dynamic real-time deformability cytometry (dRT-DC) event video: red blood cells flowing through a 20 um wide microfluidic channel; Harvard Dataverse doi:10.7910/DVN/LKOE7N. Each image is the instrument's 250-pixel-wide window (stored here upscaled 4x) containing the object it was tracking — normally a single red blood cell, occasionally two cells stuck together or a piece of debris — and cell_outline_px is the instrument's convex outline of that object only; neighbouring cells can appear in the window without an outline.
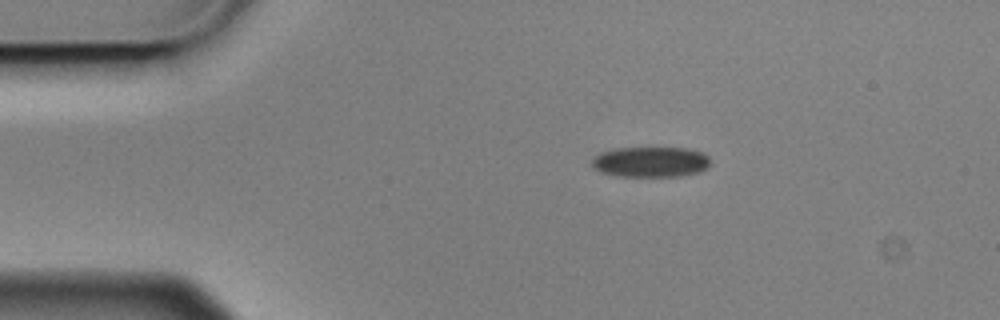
{"species": "Egyptian fruit bat (a non-hibernating species)", "species_latin": "Rousettus aegyptiacus", "temperature_condition": "cold", "stored_images_in_passage": 5, "camera_frame_rate_fps": 3000, "um_per_image_px": 0.085, "animal": {"sex": "male"}, "frame": {"image": 1, "passage_image": 1, "time_ms": 0.0, "image_size_px": [1000, 320], "cell_outline_px": [[712, 164], [708, 168], [700, 172], [680, 176], [616, 176], [600, 172], [592, 168], [592, 160], [600, 152], [616, 148], [688, 148], [700, 152], [708, 156]], "centroid_in_image_um": [55.32, 13.77], "position_along_channel_um": 29.7, "area_um2": 21.21}}
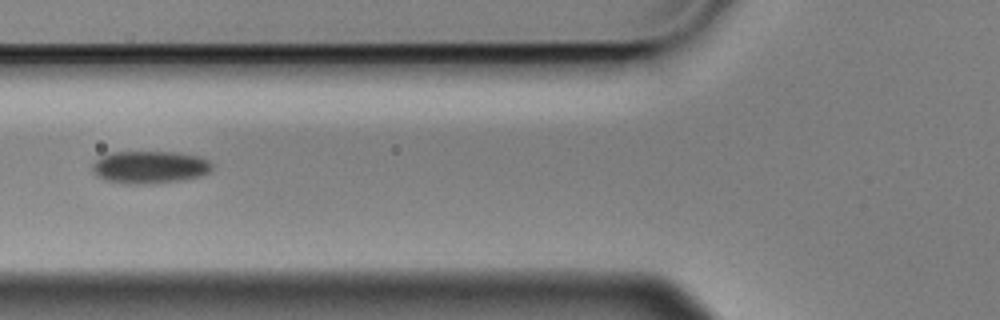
{"frame": {"image": 2, "passage_image": 4, "time_ms": 1.0, "image_size_px": [1000, 320], "cell_outline_px": [[212, 168], [208, 172], [196, 176], [176, 180], [136, 184], [124, 184], [108, 180], [100, 176], [92, 168], [92, 164], [100, 156], [112, 152], [176, 152], [200, 156], [208, 160], [212, 164]], "centroid_in_image_um": [12.72, 14.18], "position_along_channel_um": 113.1, "area_um2": 22.14}}